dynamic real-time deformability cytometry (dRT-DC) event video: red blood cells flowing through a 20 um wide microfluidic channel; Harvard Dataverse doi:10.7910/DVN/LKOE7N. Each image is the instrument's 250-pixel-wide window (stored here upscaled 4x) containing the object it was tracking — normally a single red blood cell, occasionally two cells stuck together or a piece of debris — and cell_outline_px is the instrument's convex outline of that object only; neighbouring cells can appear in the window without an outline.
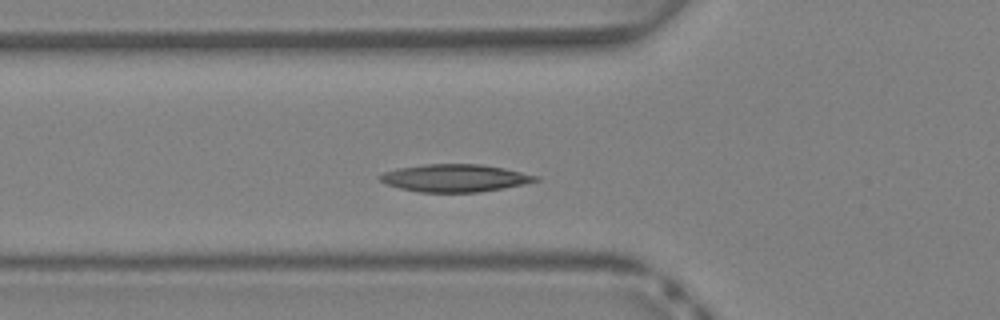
{"species": "Egyptian fruit bat (a non-hibernating species)", "species_latin": "Rousettus aegyptiacus", "temperature_condition": "warm", "stored_images_in_passage": 34, "camera_frame_rate_fps": 3000, "um_per_image_px": 0.085, "animal": {"sex": "female"}, "frame": {"image": 1, "passage_image": 7, "time_ms": 2.0, "image_size_px": [1000, 320], "cell_outline_px": [[540, 180], [524, 184], [504, 188], [480, 192], [420, 192], [400, 188], [388, 184], [380, 180], [376, 176], [384, 172], [400, 168], [424, 164], [480, 164], [504, 168], [540, 176]], "centroid_in_image_um": [38.7, 15.13], "position_along_channel_um": 87.1, "area_um2": 24.97}}
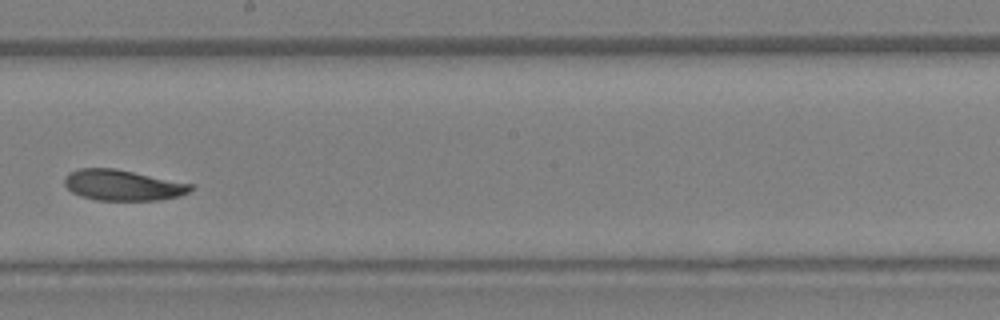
{"frame": {"image": 2, "passage_image": 16, "time_ms": 5.0, "image_size_px": [1000, 320], "cell_outline_px": [[196, 184], [188, 192], [180, 196], [156, 200], [96, 200], [80, 196], [72, 192], [64, 184], [64, 176], [68, 172], [80, 168], [116, 168]], "centroid_in_image_um": [10.44, 15.73], "position_along_channel_um": 237.8, "area_um2": 22.89}}
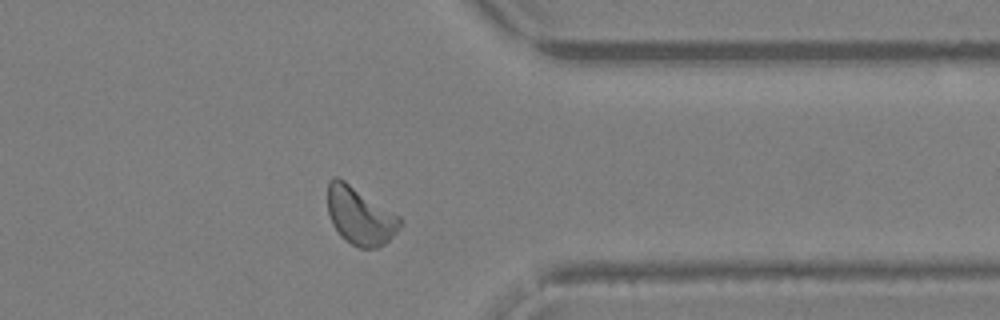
{"frame": {"image": 3, "passage_image": 25, "time_ms": 8.0, "image_size_px": [1000, 320], "cell_outline_px": [[404, 220], [400, 228], [384, 244], [376, 248], [360, 248], [352, 244], [340, 236], [332, 224], [328, 212], [328, 184], [332, 176], [336, 176], [344, 180], [400, 216]], "centroid_in_image_um": [30.6, 18.35], "position_along_channel_um": 380.8, "area_um2": 24.28}}